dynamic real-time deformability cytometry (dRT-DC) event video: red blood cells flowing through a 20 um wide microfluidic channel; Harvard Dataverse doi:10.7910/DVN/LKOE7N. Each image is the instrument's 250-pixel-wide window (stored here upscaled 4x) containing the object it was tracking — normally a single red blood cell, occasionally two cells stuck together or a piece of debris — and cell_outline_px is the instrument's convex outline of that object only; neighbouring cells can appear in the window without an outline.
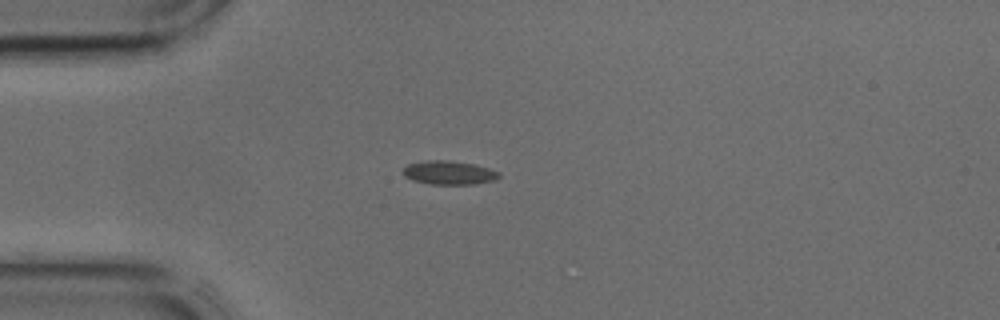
{"species": "common noctule bat (a hibernating species)", "species_latin": "Nyctalus noctula", "temperature_condition": "cold", "stored_images_in_passage": 42, "camera_frame_rate_fps": 3000, "um_per_image_px": 0.085, "animal": {"sex": "male", "body_mass_g": 17.9, "forearm_length_mm": 54.2}, "frame": {"image": 1, "passage_image": 10, "time_ms": 3.0, "image_size_px": [1000, 320], "cell_outline_px": [[500, 176], [496, 180], [472, 184], [432, 184], [412, 180], [404, 176], [400, 172], [408, 164], [428, 160], [452, 160], [472, 164], [488, 168], [500, 172]], "centroid_in_image_um": [38.15, 14.67], "position_along_channel_um": 46.9, "area_um2": 13.29}}
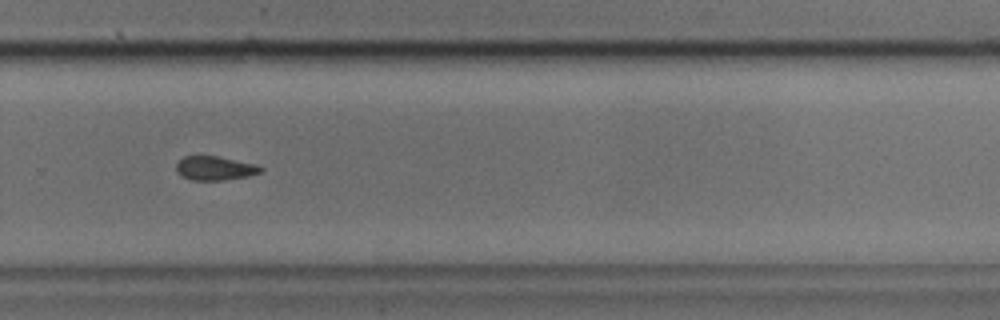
{"frame": {"image": 2, "passage_image": 28, "time_ms": 9.0, "image_size_px": [1000, 320], "cell_outline_px": [[264, 168], [260, 172], [248, 176], [224, 180], [192, 180], [180, 176], [176, 172], [176, 164], [184, 156], [216, 156], [256, 164]], "centroid_in_image_um": [18.24, 14.3], "position_along_channel_um": 311.6, "area_um2": 11.79}}
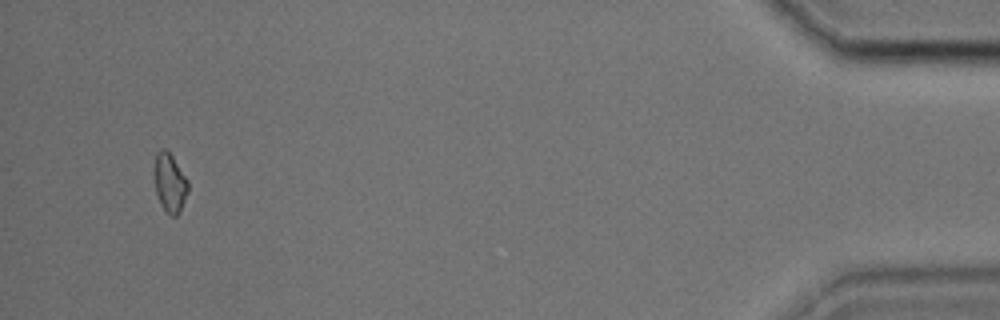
{"frame": {"image": 3, "passage_image": 40, "time_ms": 13.0, "image_size_px": [1000, 320], "cell_outline_px": [[188, 192], [180, 212], [176, 216], [172, 216], [160, 204], [156, 192], [152, 172], [156, 152], [160, 148], [164, 148], [172, 156], [188, 180]], "centroid_in_image_um": [14.4, 15.51], "position_along_channel_um": 420.8, "area_um2": 11.79}}